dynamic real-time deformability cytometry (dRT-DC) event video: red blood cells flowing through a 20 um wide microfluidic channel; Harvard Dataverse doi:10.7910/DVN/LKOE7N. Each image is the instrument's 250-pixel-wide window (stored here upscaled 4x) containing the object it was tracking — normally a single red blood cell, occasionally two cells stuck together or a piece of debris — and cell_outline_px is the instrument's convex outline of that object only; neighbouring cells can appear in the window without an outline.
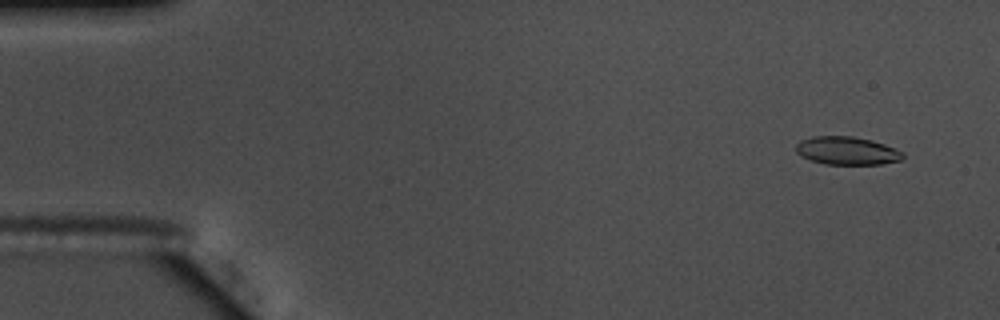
{"species": "common noctule bat (a hibernating species)", "species_latin": "Nyctalus noctula", "temperature_condition": "warm", "stored_images_in_passage": 47, "camera_frame_rate_fps": 3000, "um_per_image_px": 0.085, "animal": {"sex": "male", "body_mass_g": 17.5, "forearm_length_mm": 52.3}, "frame": {"image": 1, "passage_image": 4, "time_ms": 1.0, "image_size_px": [1000, 320], "cell_outline_px": [[904, 156], [900, 160], [880, 164], [824, 164], [800, 156], [796, 152], [796, 144], [800, 140], [812, 136], [852, 136], [872, 140], [896, 148], [904, 152]], "centroid_in_image_um": [71.98, 12.8], "position_along_channel_um": 13.0, "area_um2": 17.57}}
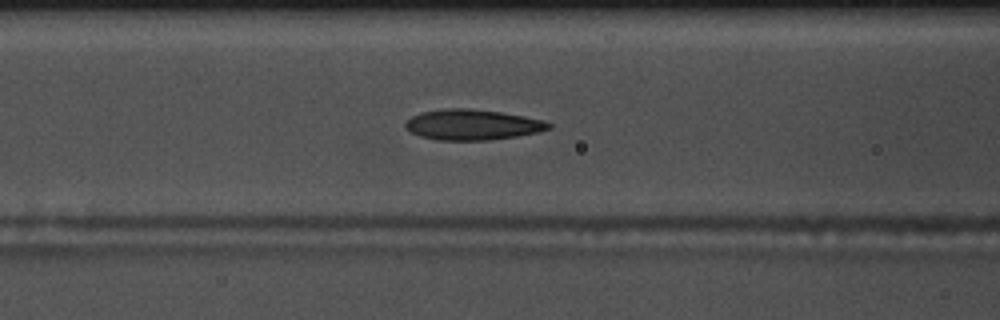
{"frame": {"image": 2, "passage_image": 14, "time_ms": 4.333, "image_size_px": [1000, 320], "cell_outline_px": [[552, 128], [540, 132], [516, 136], [488, 140], [436, 140], [420, 136], [404, 128], [404, 124], [412, 116], [420, 112], [448, 108], [468, 108], [500, 112], [524, 116], [544, 120], [552, 124]], "centroid_in_image_um": [40.16, 10.6], "position_along_channel_um": 126.4, "area_um2": 25.55}}
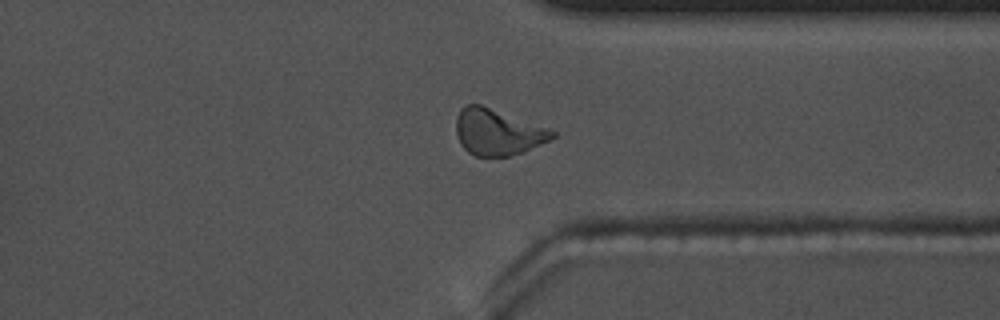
{"frame": {"image": 3, "passage_image": 34, "time_ms": 11.0, "image_size_px": [1000, 320], "cell_outline_px": [[556, 136], [524, 152], [508, 156], [476, 156], [468, 152], [460, 144], [456, 132], [456, 116], [460, 108], [464, 104], [480, 104], [552, 128], [556, 132]], "centroid_in_image_um": [42.3, 11.21], "position_along_channel_um": 369.1, "area_um2": 26.18}, "authors_computed_cell_mechanics": {"area_um2": 25.2008, "velocity_mm_per_s": 3.6608, "shape_relaxation_time_tau1_ms": 5.1837, "shape_relaxation_time_tau2_ms": 1.6196, "deformation_change_tau1": 0.173, "deformation_change_tau2": 0.0888}}